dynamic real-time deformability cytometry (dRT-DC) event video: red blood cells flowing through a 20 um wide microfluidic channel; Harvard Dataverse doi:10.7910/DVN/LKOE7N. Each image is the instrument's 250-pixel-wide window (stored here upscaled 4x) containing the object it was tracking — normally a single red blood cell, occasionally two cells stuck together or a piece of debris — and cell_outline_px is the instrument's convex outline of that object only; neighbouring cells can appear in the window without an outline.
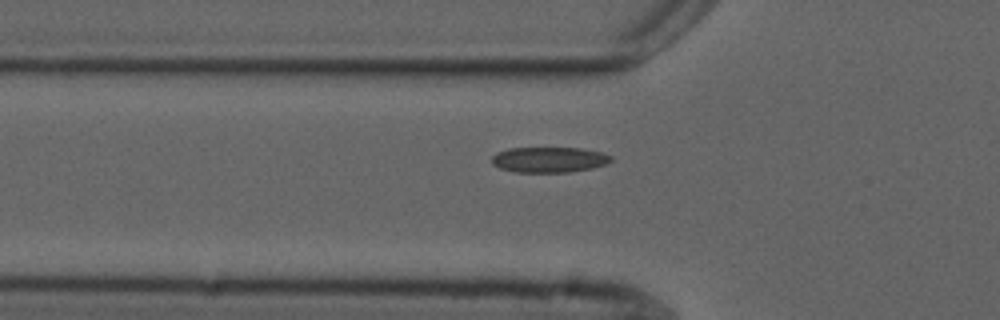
{"species": "common noctule bat (a hibernating species)", "species_latin": "Nyctalus noctula", "temperature_condition": "cold", "stored_images_in_passage": 6, "camera_frame_rate_fps": 3000, "um_per_image_px": 0.085, "animal": {"sex": "male", "forearm_length_mm": 52.5}, "frame": {"image": 1, "passage_image": 6, "time_ms": 5.667, "image_size_px": [1000, 320], "cell_outline_px": [[612, 160], [604, 164], [592, 168], [568, 172], [516, 172], [500, 168], [492, 164], [492, 156], [496, 152], [508, 148], [580, 148], [600, 152], [612, 156]], "centroid_in_image_um": [46.64, 13.57], "position_along_channel_um": 79.2, "area_um2": 17.63}}